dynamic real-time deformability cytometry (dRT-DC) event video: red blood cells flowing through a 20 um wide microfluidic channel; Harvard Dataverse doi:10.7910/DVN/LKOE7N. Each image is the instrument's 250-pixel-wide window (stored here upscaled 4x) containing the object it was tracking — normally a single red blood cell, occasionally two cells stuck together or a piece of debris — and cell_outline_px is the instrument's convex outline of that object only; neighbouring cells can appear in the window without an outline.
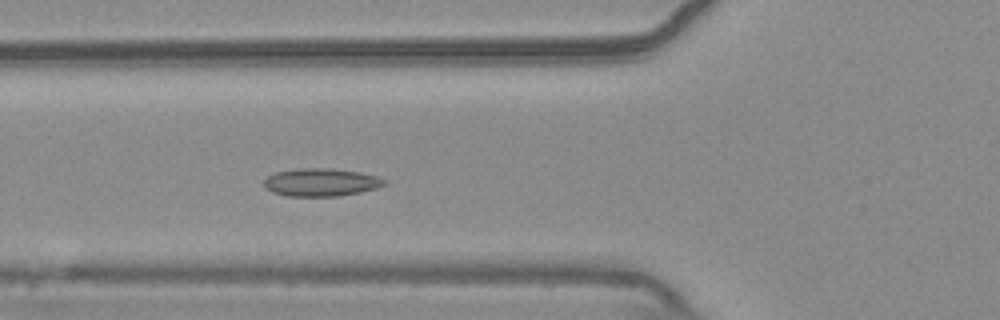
{"species": "common noctule bat (a hibernating species)", "species_latin": "Nyctalus noctula", "temperature_condition": "warm", "stored_images_in_passage": 52, "camera_frame_rate_fps": 3000, "um_per_image_px": 0.085, "animal": {"sex": "male", "body_mass_g": 20.4}, "frame": {"image": 1, "passage_image": 18, "time_ms": 5.667, "image_size_px": [1000, 320], "cell_outline_px": [[384, 184], [376, 188], [360, 192], [340, 196], [288, 196], [272, 192], [264, 184], [264, 180], [268, 176], [276, 172], [296, 168], [328, 168], [360, 172], [376, 176], [384, 180]], "centroid_in_image_um": [27.26, 15.49], "position_along_channel_um": 98.5, "area_um2": 19.36}}
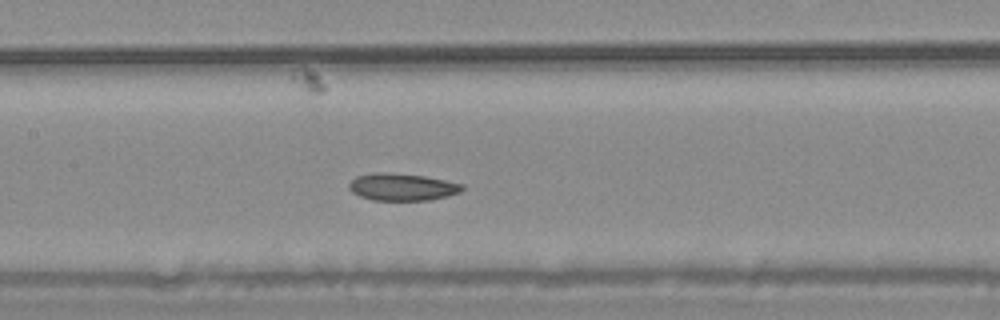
{"frame": {"image": 2, "passage_image": 24, "time_ms": 7.667, "image_size_px": [1000, 320], "cell_outline_px": [[464, 188], [460, 192], [448, 196], [428, 200], [372, 200], [360, 196], [352, 192], [348, 188], [348, 184], [356, 176], [372, 172], [388, 172], [424, 176], [464, 184]], "centroid_in_image_um": [34.16, 15.88], "position_along_channel_um": 173.2, "area_um2": 18.03}}
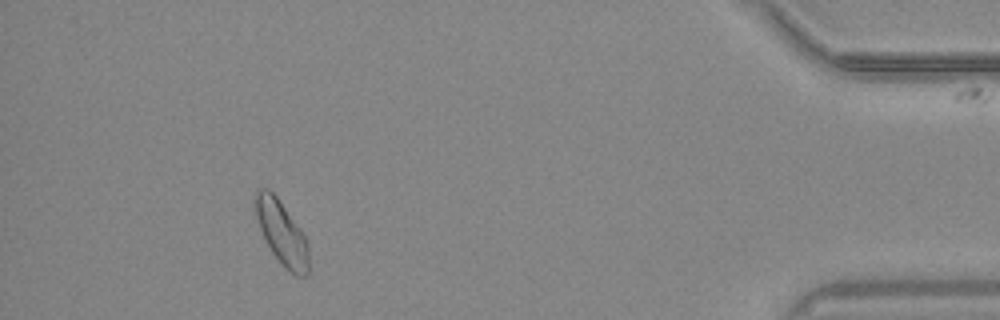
{"frame": {"image": 3, "passage_image": 48, "time_ms": 15.667, "image_size_px": [1000, 320], "cell_outline_px": [[308, 272], [304, 276], [296, 276], [284, 268], [272, 252], [260, 228], [252, 204], [252, 200], [256, 188], [268, 188], [276, 196], [300, 228], [308, 244]], "centroid_in_image_um": [23.9, 19.74], "position_along_channel_um": 411.3, "area_um2": 19.88}, "authors_computed_cell_mechanics": {"area_um2": 18.6983, "velocity_mm_per_s": 3.7182, "shape_relaxation_time_tau1_ms": null, "shape_relaxation_time_tau2_ms": 5.0843, "deformation_change_tau1": null, "deformation_change_tau2": 0.0768}}